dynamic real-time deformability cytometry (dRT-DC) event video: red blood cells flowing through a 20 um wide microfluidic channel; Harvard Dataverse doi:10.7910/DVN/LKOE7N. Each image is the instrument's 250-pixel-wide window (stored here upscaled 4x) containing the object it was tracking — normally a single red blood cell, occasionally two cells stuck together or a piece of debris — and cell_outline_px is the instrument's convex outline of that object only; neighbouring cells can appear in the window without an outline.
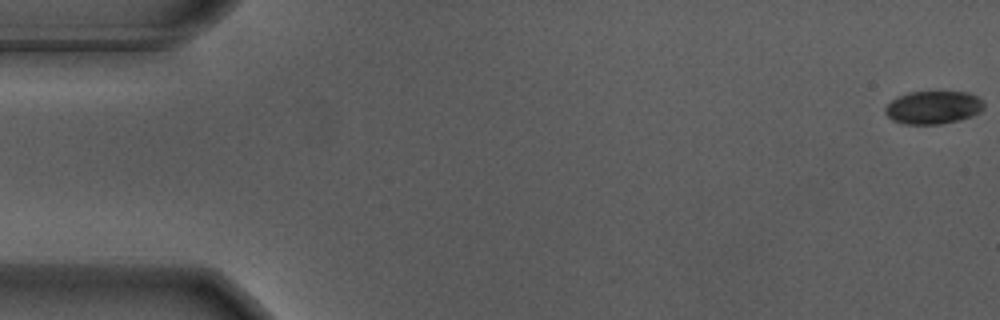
{"species": "Egyptian fruit bat (a non-hibernating species)", "species_latin": "Rousettus aegyptiacus", "temperature_condition": "warm", "stored_images_in_passage": 57, "camera_frame_rate_fps": 3000, "um_per_image_px": 0.085, "animal": {"sex": "male"}, "frame": {"image": 1, "passage_image": 1, "time_ms": 0.0, "image_size_px": [1000, 320], "cell_outline_px": [[984, 108], [980, 112], [972, 116], [960, 120], [940, 124], [900, 124], [892, 120], [884, 112], [884, 108], [896, 96], [908, 92], [968, 92], [976, 96], [984, 104]], "centroid_in_image_um": [79.29, 9.14], "position_along_channel_um": 5.7, "area_um2": 19.13}}
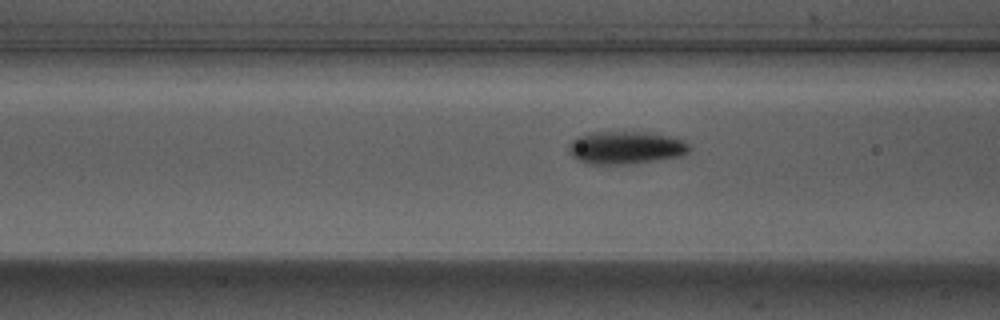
{"frame": {"image": 2, "passage_image": 22, "time_ms": 7.0, "image_size_px": [1000, 320], "cell_outline_px": [[692, 148], [688, 152], [680, 156], [628, 164], [588, 164], [576, 160], [568, 152], [568, 144], [572, 140], [580, 136], [592, 132], [644, 132], [680, 140], [688, 144]], "centroid_in_image_um": [53.1, 12.57], "position_along_channel_um": 113.5, "area_um2": 22.72}}
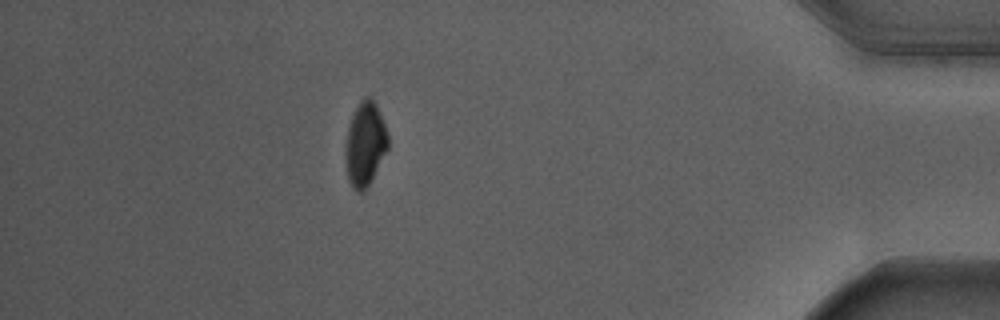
{"frame": {"image": 3, "passage_image": 50, "time_ms": 16.333, "image_size_px": [1000, 320], "cell_outline_px": [[388, 148], [364, 192], [356, 192], [352, 188], [348, 176], [344, 152], [348, 128], [352, 116], [360, 100], [364, 96], [372, 96], [376, 104], [384, 124], [388, 136]], "centroid_in_image_um": [31.02, 12.22], "position_along_channel_um": 404.2, "area_um2": 20.63}, "authors_computed_cell_mechanics": {"area_um2": 21.0392, "velocity_mm_per_s": 3.6781, "shape_relaxation_time_tau1_ms": 1.9112, "shape_relaxation_time_tau2_ms": null, "deformation_change_tau1": 0.19, "deformation_change_tau2": null}}